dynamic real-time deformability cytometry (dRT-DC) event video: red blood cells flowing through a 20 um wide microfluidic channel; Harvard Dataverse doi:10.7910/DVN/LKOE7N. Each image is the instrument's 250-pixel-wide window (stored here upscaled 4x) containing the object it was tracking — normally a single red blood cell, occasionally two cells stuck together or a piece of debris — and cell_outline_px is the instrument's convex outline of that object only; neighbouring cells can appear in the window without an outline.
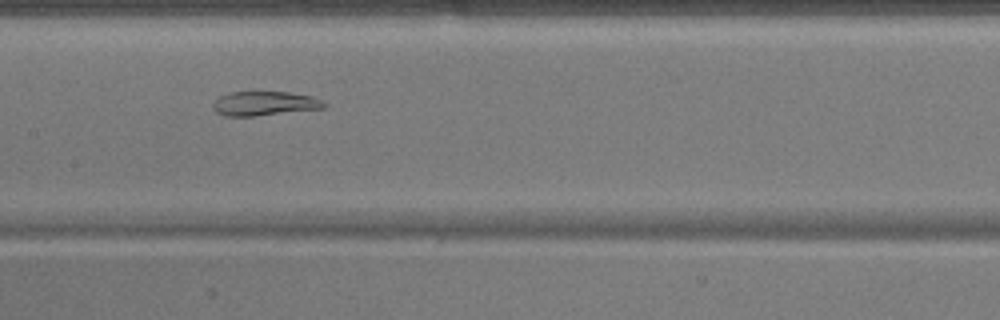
{"species": "common noctule bat (a hibernating species)", "species_latin": "Nyctalus noctula", "temperature_condition": "warm", "stored_images_in_passage": 34, "camera_frame_rate_fps": 3000, "um_per_image_px": 0.085, "animal": {"sex": "male", "body_mass_g": 17.9}, "frame": {"image": 1, "passage_image": 9, "time_ms": 2.667, "image_size_px": [1000, 320], "cell_outline_px": [[328, 104], [324, 108], [256, 116], [224, 116], [216, 112], [212, 108], [212, 100], [228, 92], [288, 92], [312, 96], [324, 100]], "centroid_in_image_um": [22.46, 8.79], "position_along_channel_um": 184.9, "area_um2": 15.95}}
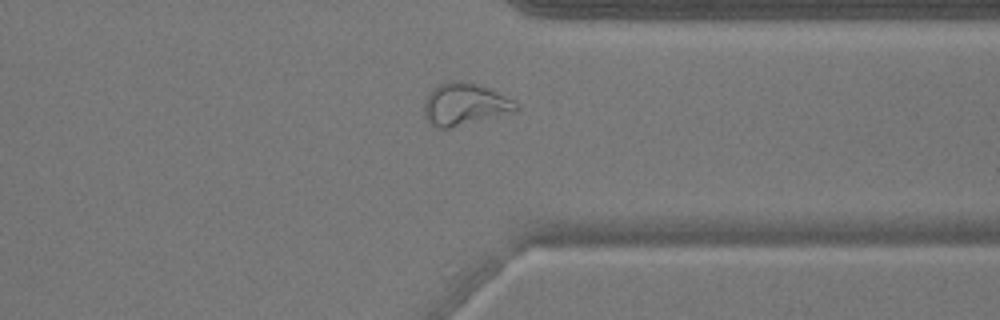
{"frame": {"image": 2, "passage_image": 23, "time_ms": 7.333, "image_size_px": [1000, 320], "cell_outline_px": [[516, 108], [512, 112], [448, 128], [440, 128], [432, 124], [424, 116], [424, 104], [432, 88], [448, 80], [460, 80], [480, 84], [512, 100], [516, 104]], "centroid_in_image_um": [39.44, 8.83], "position_along_channel_um": 372.0, "area_um2": 22.02}}
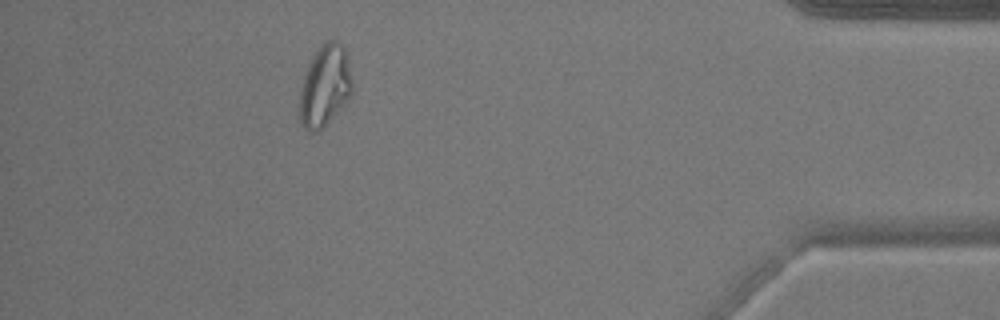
{"frame": {"image": 3, "passage_image": 29, "time_ms": 9.333, "image_size_px": [1000, 320], "cell_outline_px": [[352, 88], [348, 96], [340, 108], [316, 132], [312, 132], [304, 128], [300, 120], [300, 92], [304, 76], [312, 52], [316, 48], [328, 40], [336, 40], [344, 44], [348, 56], [352, 80]], "centroid_in_image_um": [27.61, 7.2], "position_along_channel_um": 407.6, "area_um2": 24.74}}